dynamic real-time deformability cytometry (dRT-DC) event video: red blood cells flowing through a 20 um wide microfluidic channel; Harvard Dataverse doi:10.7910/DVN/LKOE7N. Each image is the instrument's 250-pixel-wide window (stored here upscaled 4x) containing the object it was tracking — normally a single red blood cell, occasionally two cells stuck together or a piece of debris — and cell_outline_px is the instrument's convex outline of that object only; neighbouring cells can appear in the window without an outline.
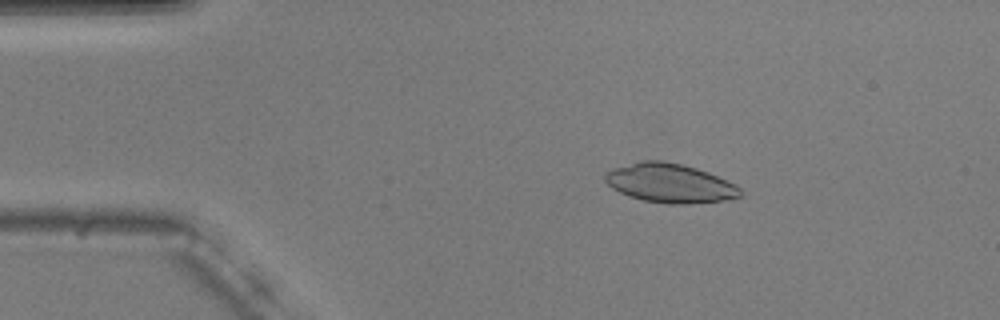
{"species": "common noctule bat (a hibernating species)", "species_latin": "Nyctalus noctula", "temperature_condition": "warm", "stored_images_in_passage": 53, "camera_frame_rate_fps": 3000, "um_per_image_px": 0.085, "animal": {"sex": "male", "body_mass_g": 20.5, "forearm_length_mm": 52.5}, "frame": {"image": 1, "passage_image": 8, "time_ms": 2.333, "image_size_px": [1000, 320], "cell_outline_px": [[740, 196], [728, 200], [688, 204], [668, 204], [644, 200], [628, 196], [612, 188], [604, 180], [604, 172], [612, 168], [644, 160], [660, 160], [680, 164], [696, 168], [708, 172], [740, 188]], "centroid_in_image_um": [56.89, 15.57], "position_along_channel_um": 28.1, "area_um2": 30.58}}
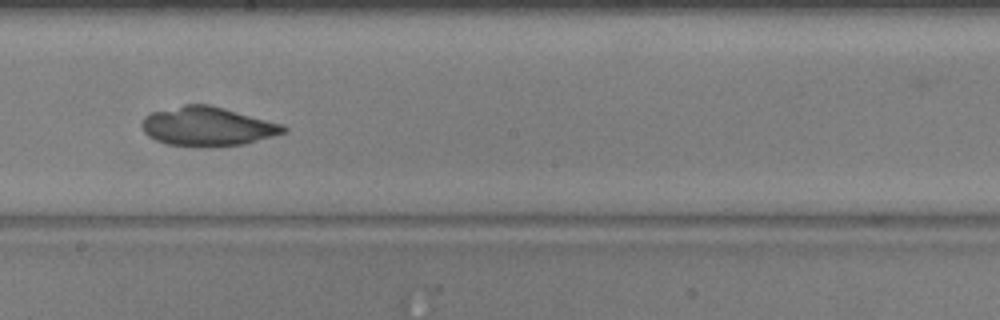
{"frame": {"image": 2, "passage_image": 29, "time_ms": 9.333, "image_size_px": [1000, 320], "cell_outline_px": [[288, 132], [244, 144], [200, 148], [168, 144], [156, 140], [148, 136], [144, 132], [140, 124], [144, 116], [152, 112], [184, 104], [208, 104], [224, 108], [284, 124], [288, 128]], "centroid_in_image_um": [17.64, 10.75], "position_along_channel_um": 230.6, "area_um2": 32.66}}
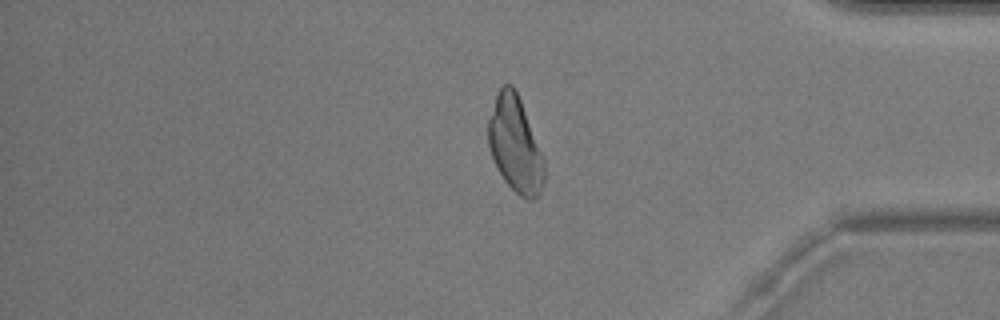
{"frame": {"image": 3, "passage_image": 44, "time_ms": 14.333, "image_size_px": [1000, 320], "cell_outline_px": [[544, 180], [540, 192], [532, 200], [528, 200], [520, 196], [504, 180], [496, 168], [488, 148], [488, 120], [496, 92], [504, 84], [512, 84], [520, 100], [544, 156]], "centroid_in_image_um": [43.77, 12.29], "position_along_channel_um": 391.4, "area_um2": 31.27}}